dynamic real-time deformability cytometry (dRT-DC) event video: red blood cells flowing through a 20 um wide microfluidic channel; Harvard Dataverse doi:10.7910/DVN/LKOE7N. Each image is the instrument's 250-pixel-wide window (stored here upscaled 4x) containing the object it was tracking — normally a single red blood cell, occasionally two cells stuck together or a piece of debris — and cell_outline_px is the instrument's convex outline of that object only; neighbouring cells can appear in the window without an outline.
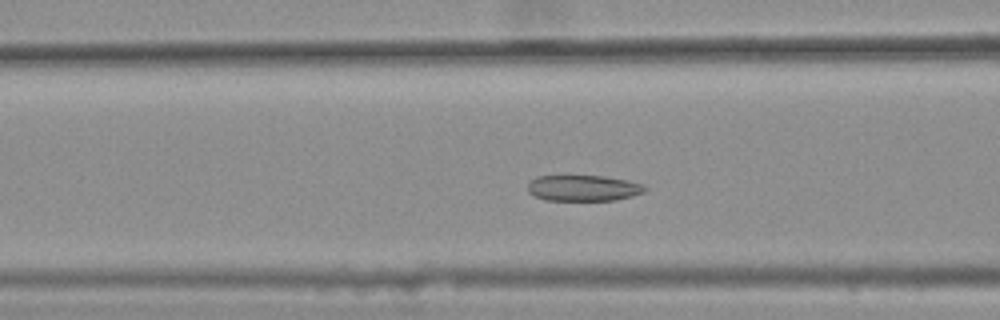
{"species": "common noctule bat (a hibernating species)", "species_latin": "Nyctalus noctula", "temperature_condition": "warm", "stored_images_in_passage": 42, "camera_frame_rate_fps": 3000, "um_per_image_px": 0.085, "animal": {"sex": "female", "body_mass_g": 25.1}, "frame": {"image": 1, "passage_image": 18, "time_ms": 5.667, "image_size_px": [1000, 320], "cell_outline_px": [[648, 188], [644, 192], [632, 196], [616, 200], [544, 200], [528, 192], [528, 184], [536, 176], [564, 172], [604, 176], [628, 180], [644, 184]], "centroid_in_image_um": [49.55, 15.92], "position_along_channel_um": 117.1, "area_um2": 18.73}}
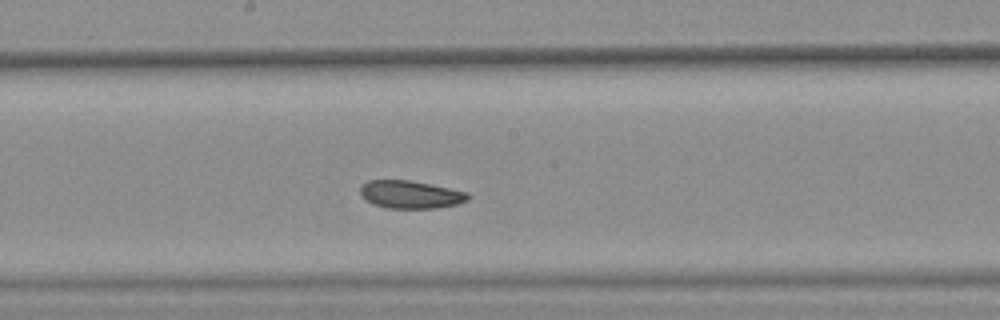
{"frame": {"image": 2, "passage_image": 26, "time_ms": 8.333, "image_size_px": [1000, 320], "cell_outline_px": [[468, 200], [456, 204], [436, 208], [388, 208], [372, 204], [364, 200], [360, 196], [360, 184], [368, 180], [408, 180], [468, 192]], "centroid_in_image_um": [34.81, 16.53], "position_along_channel_um": 213.4, "area_um2": 17.46}}
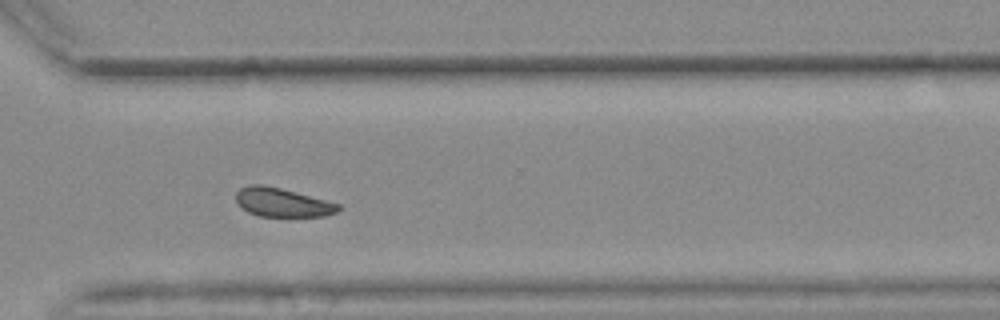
{"frame": {"image": 3, "passage_image": 37, "time_ms": 12.0, "image_size_px": [1000, 320], "cell_outline_px": [[340, 208], [336, 212], [324, 216], [260, 216], [248, 212], [240, 208], [236, 200], [236, 192], [240, 188], [248, 184], [260, 184], [280, 188], [340, 204]], "centroid_in_image_um": [23.94, 17.2], "position_along_channel_um": 346.7, "area_um2": 17.05}, "authors_computed_cell_mechanics": {"area_um2": 18.4382, "velocity_mm_per_s": 3.6225, "shape_relaxation_time_tau1_ms": null, "shape_relaxation_time_tau2_ms": 7.1083, "deformation_change_tau1": null, "deformation_change_tau2": 0.084}}